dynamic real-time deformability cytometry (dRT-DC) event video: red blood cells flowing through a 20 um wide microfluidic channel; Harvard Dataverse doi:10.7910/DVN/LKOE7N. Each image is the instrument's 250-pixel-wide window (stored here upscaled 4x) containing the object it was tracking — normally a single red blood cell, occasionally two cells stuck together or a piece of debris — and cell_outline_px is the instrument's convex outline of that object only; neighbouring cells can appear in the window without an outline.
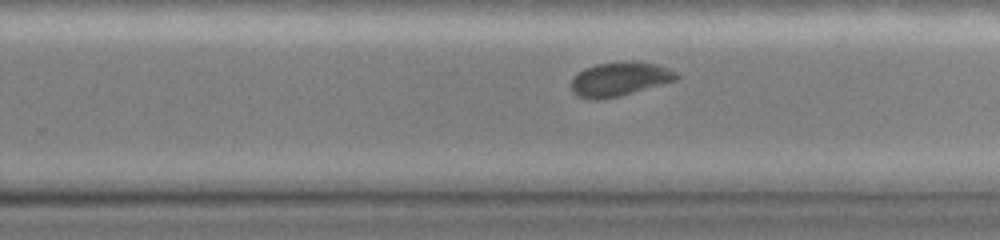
{"species": "common noctule bat (a hibernating species)", "species_latin": "Nyctalus noctula", "temperature_condition": "cold", "stored_images_in_passage": 31, "camera_frame_rate_fps": 3000, "um_per_image_px": 0.085, "animal": {"sex": "female", "body_mass_g": 19.0, "forearm_length_mm": 51.5}, "frame": {"image": 1, "passage_image": 20, "time_ms": 6.333, "image_size_px": [1000, 240], "cell_outline_px": [[680, 76], [676, 80], [620, 96], [596, 100], [592, 100], [576, 96], [572, 92], [572, 80], [584, 68], [596, 64], [656, 64], [676, 72]], "centroid_in_image_um": [52.63, 6.78], "position_along_channel_um": 277.2, "area_um2": 19.94}}
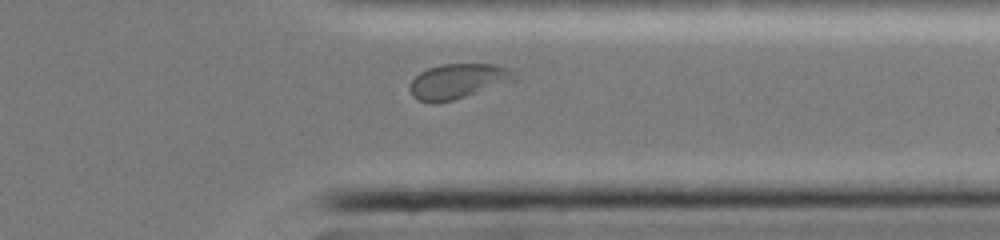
{"frame": {"image": 2, "passage_image": 27, "time_ms": 8.667, "image_size_px": [1000, 240], "cell_outline_px": [[520, 80], [452, 100], [436, 104], [432, 104], [416, 100], [412, 96], [408, 88], [408, 84], [420, 72], [428, 68], [440, 64], [496, 64], [508, 68]], "centroid_in_image_um": [38.91, 6.92], "position_along_channel_um": 372.5, "area_um2": 21.73}}
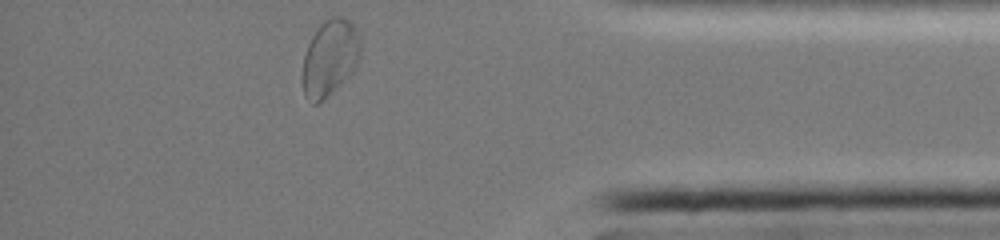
{"frame": {"image": 3, "passage_image": 31, "time_ms": 10.0, "image_size_px": [1000, 240], "cell_outline_px": [[360, 56], [356, 68], [324, 100], [316, 104], [312, 104], [304, 96], [300, 76], [304, 56], [308, 44], [312, 36], [320, 24], [324, 20], [332, 16], [340, 16], [348, 20], [352, 24], [360, 44]], "centroid_in_image_um": [27.98, 4.96], "position_along_channel_um": 407.2, "area_um2": 25.89}}